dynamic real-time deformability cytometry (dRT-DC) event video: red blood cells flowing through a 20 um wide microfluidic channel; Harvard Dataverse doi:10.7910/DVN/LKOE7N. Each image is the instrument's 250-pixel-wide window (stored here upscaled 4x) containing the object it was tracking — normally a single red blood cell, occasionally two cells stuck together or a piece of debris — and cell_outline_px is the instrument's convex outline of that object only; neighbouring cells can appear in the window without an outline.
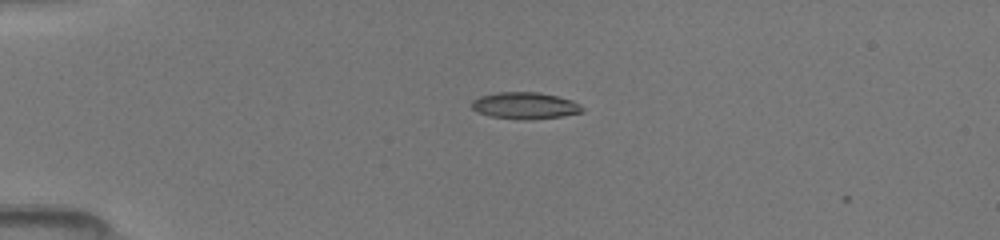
{"species": "common noctule bat (a hibernating species)", "species_latin": "Nyctalus noctula", "temperature_condition": "room temperature", "stored_images_in_passage": 9, "camera_frame_rate_fps": 3000, "um_per_image_px": 0.085, "animal": {"sex": "female", "body_mass_g": 19.5, "forearm_length_mm": 54.1}, "frame": {"image": 1, "passage_image": 4, "time_ms": 0.667, "image_size_px": [1000, 240], "cell_outline_px": [[584, 112], [560, 116], [528, 120], [516, 120], [488, 116], [476, 112], [472, 108], [472, 100], [480, 96], [496, 92], [540, 92], [572, 100], [580, 104], [584, 108]], "centroid_in_image_um": [44.6, 8.98], "position_along_channel_um": 40.4, "area_um2": 17.46}}